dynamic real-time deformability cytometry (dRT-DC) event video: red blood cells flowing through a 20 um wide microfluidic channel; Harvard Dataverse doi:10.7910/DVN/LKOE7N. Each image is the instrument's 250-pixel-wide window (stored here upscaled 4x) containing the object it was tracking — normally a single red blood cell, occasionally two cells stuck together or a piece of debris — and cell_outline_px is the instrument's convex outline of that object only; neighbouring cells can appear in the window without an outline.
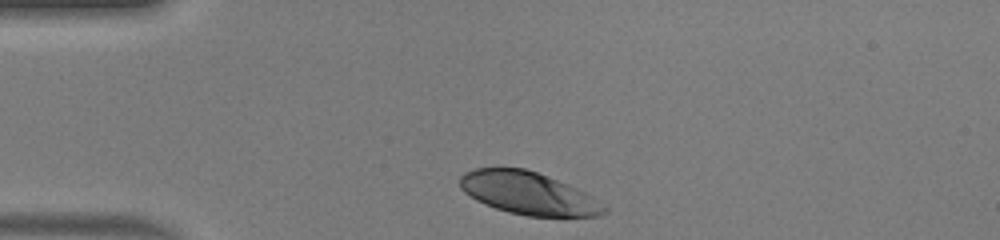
{"species": "human", "species_latin": "Homo sapiens", "temperature_condition": "warm", "stored_images_in_passage": 31, "camera_frame_rate_fps": 3000, "um_per_image_px": 0.085, "donor": {"sex": "male"}, "frame": {"image": 1, "passage_image": 1, "time_ms": 0.0, "image_size_px": [1000, 240], "cell_outline_px": [[608, 212], [596, 216], [528, 216], [508, 212], [484, 204], [476, 200], [464, 192], [460, 188], [460, 176], [464, 172], [476, 168], [524, 168], [548, 176], [568, 184], [592, 196], [608, 208]], "centroid_in_image_um": [44.9, 16.43], "position_along_channel_um": 40.1, "area_um2": 35.66}}
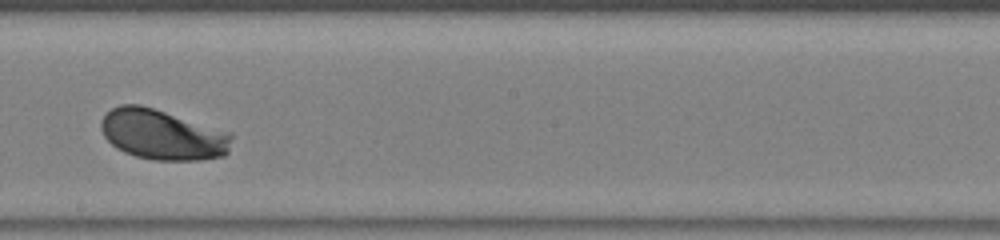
{"frame": {"image": 2, "passage_image": 18, "time_ms": 5.667, "image_size_px": [1000, 240], "cell_outline_px": [[232, 136], [228, 152], [224, 156], [200, 160], [152, 160], [136, 156], [124, 152], [116, 148], [104, 136], [100, 128], [100, 120], [112, 108], [120, 104], [140, 104], [232, 132]], "centroid_in_image_um": [13.81, 11.44], "position_along_channel_um": 234.4, "area_um2": 38.44}}
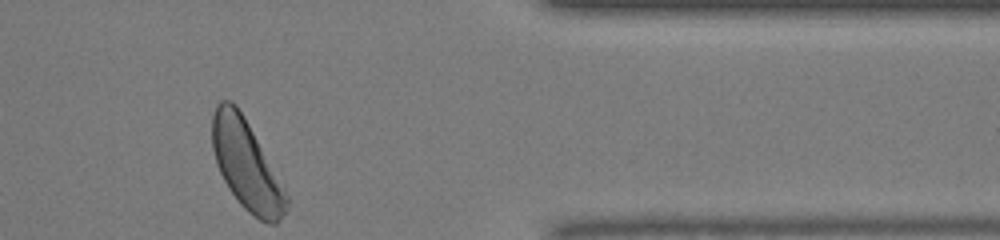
{"frame": {"image": 3, "passage_image": 31, "time_ms": 10.0, "image_size_px": [1000, 240], "cell_outline_px": [[288, 204], [280, 220], [276, 224], [268, 224], [260, 220], [248, 212], [240, 204], [228, 188], [216, 164], [212, 148], [212, 116], [216, 104], [220, 100], [232, 100], [236, 104], [244, 116], [284, 188], [288, 196]], "centroid_in_image_um": [20.92, 14.02], "position_along_channel_um": 390.5, "area_um2": 38.38}, "authors_computed_cell_mechanics": {"area_um2": 37.57, "velocity_mm_per_s": 4.063, "shape_relaxation_time_tau1_ms": 1.777, "shape_relaxation_time_tau2_ms": null, "deformation_change_tau1": 0.1499, "deformation_change_tau2": null}}